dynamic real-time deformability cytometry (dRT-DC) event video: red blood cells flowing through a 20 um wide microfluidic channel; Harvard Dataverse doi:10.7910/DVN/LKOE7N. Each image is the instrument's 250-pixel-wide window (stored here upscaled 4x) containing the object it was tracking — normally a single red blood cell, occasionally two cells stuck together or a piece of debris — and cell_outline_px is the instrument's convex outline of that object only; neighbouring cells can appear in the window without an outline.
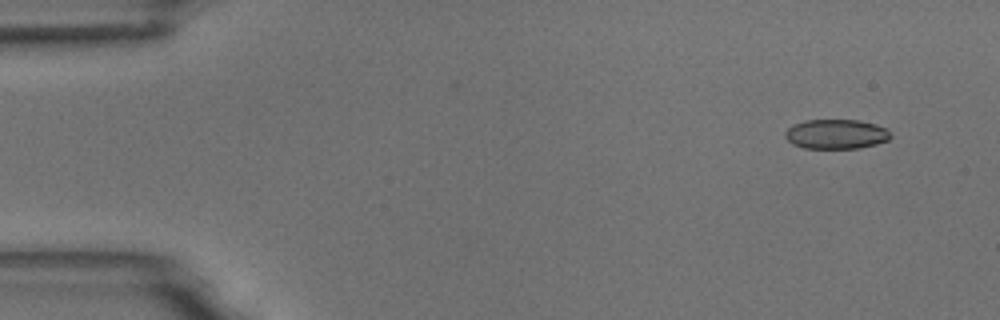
{"species": "common noctule bat (a hibernating species)", "species_latin": "Nyctalus noctula", "temperature_condition": "room temperature", "stored_images_in_passage": 9, "camera_frame_rate_fps": 3000, "um_per_image_px": 0.085, "animal": {"sex": "male", "body_mass_g": 18.8}, "frame": {"image": 1, "passage_image": 1, "time_ms": 0.0, "image_size_px": [1000, 320], "cell_outline_px": [[892, 136], [888, 140], [876, 144], [860, 148], [804, 148], [792, 144], [784, 136], [784, 132], [792, 124], [804, 120], [860, 120], [876, 124], [888, 128]], "centroid_in_image_um": [71.08, 11.39], "position_along_channel_um": 13.9, "area_um2": 18.44}}
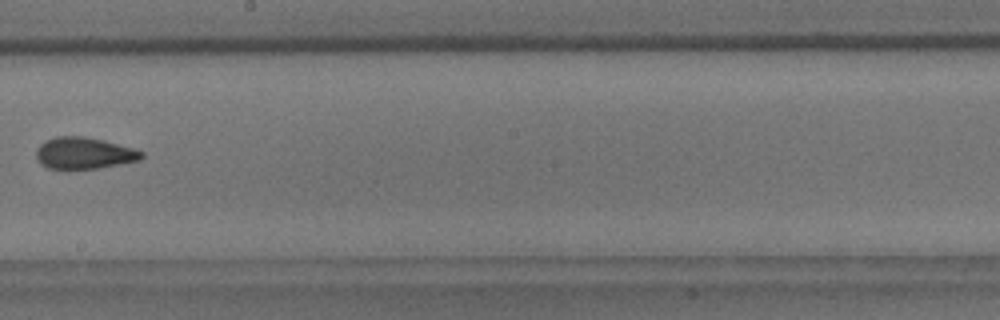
{"frame": {"image": 2, "passage_image": 8, "time_ms": 9.0, "image_size_px": [1000, 320], "cell_outline_px": [[144, 156], [140, 160], [120, 164], [96, 168], [48, 168], [40, 164], [36, 160], [36, 148], [40, 144], [56, 136], [84, 136], [104, 140], [136, 148], [144, 152]], "centroid_in_image_um": [7.16, 13.0], "position_along_channel_um": 241.0, "area_um2": 19.48}}
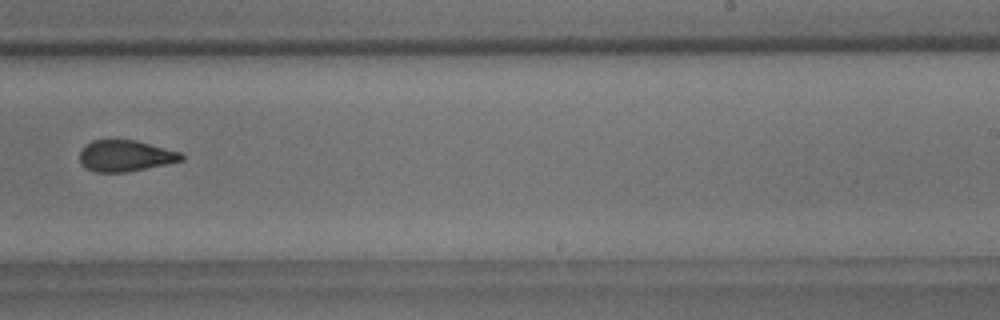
{"frame": {"image": 3, "passage_image": 9, "time_ms": 10.0, "image_size_px": [1000, 320], "cell_outline_px": [[184, 160], [168, 164], [124, 172], [96, 172], [80, 164], [80, 152], [84, 144], [92, 140], [136, 140], [180, 152], [184, 156]], "centroid_in_image_um": [10.65, 13.24], "position_along_channel_um": 278.3, "area_um2": 18.5}}